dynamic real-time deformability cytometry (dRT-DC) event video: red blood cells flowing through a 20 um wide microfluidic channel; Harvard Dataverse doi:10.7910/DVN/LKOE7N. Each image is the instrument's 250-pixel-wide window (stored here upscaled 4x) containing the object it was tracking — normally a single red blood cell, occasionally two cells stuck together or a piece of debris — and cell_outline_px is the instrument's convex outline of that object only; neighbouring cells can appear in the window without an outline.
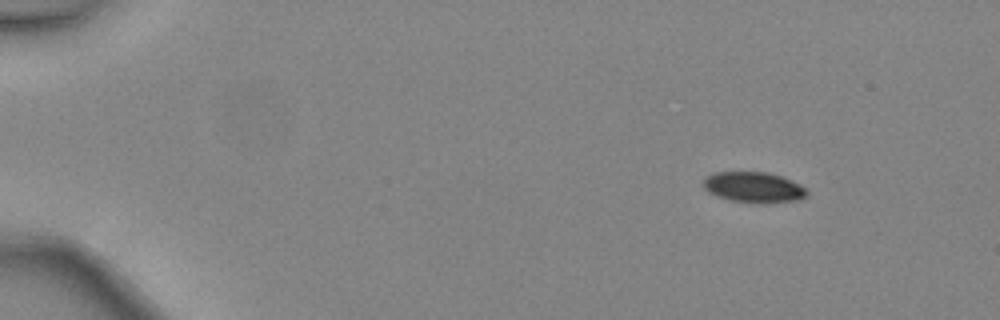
{"species": "common noctule bat (a hibernating species)", "species_latin": "Nyctalus noctula", "temperature_condition": "warm", "stored_images_in_passage": 42, "camera_frame_rate_fps": 3000, "um_per_image_px": 0.085, "animal": {"sex": "female", "body_mass_g": 24.6, "forearm_length_mm": 56.2}, "frame": {"image": 1, "passage_image": 1, "time_ms": 0.0, "image_size_px": [1000, 320], "cell_outline_px": [[808, 196], [800, 200], [764, 204], [752, 204], [728, 200], [716, 196], [708, 192], [704, 188], [704, 176], [712, 172], [768, 172], [792, 180], [808, 188]], "centroid_in_image_um": [64.09, 15.94], "position_along_channel_um": 20.9, "area_um2": 19.13}}
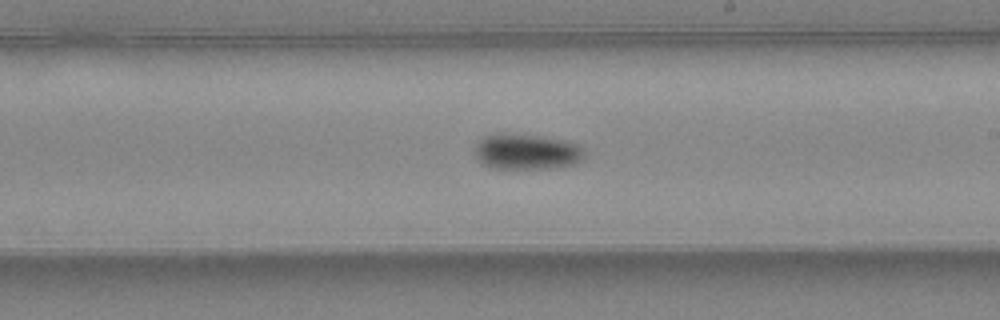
{"frame": {"image": 2, "passage_image": 24, "time_ms": 7.667, "image_size_px": [1000, 320], "cell_outline_px": [[584, 156], [576, 164], [548, 168], [492, 168], [480, 164], [476, 160], [476, 144], [484, 136], [496, 132], [504, 132], [544, 136], [568, 140], [584, 148]], "centroid_in_image_um": [44.74, 12.87], "position_along_channel_um": 244.3, "area_um2": 23.24}}
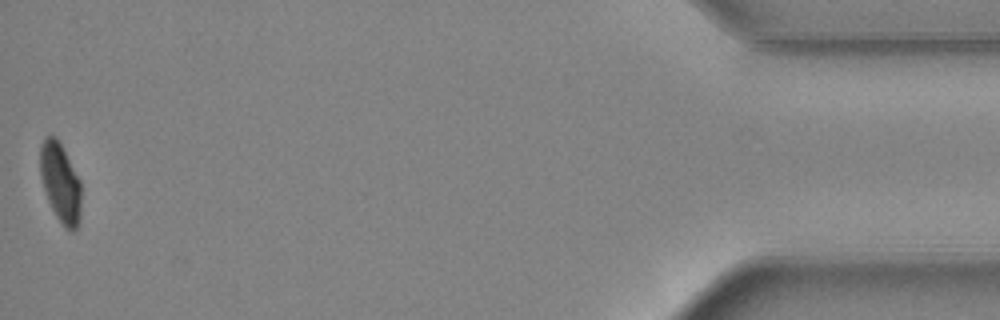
{"frame": {"image": 3, "passage_image": 42, "time_ms": 13.667, "image_size_px": [1000, 320], "cell_outline_px": [[80, 216], [76, 228], [72, 232], [64, 228], [60, 224], [48, 200], [40, 176], [40, 144], [44, 136], [56, 136], [60, 140], [80, 180]], "centroid_in_image_um": [5.12, 15.49], "position_along_channel_um": 430.1, "area_um2": 19.19}, "authors_computed_cell_mechanics": {"area_um2": 21.4438, "velocity_mm_per_s": 4.4955, "shape_relaxation_time_tau1_ms": 2.8282, "shape_relaxation_time_tau2_ms": null, "deformation_change_tau1": 0.1026, "deformation_change_tau2": null}}